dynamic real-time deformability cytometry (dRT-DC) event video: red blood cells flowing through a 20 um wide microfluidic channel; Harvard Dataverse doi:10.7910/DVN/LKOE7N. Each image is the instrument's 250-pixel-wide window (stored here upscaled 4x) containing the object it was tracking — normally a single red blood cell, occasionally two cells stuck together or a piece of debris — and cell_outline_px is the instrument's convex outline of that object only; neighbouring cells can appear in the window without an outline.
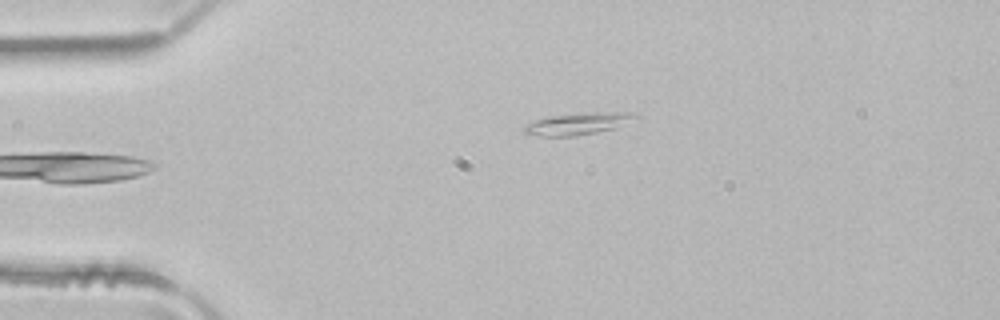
{"species": "common noctule bat (a hibernating species)", "species_latin": "Nyctalus noctula", "temperature_condition": "room temperature", "stored_images_in_passage": 5, "camera_frame_rate_fps": 3000, "um_per_image_px": 0.085, "animal": {"sex": "male", "body_mass_g": 21.5, "forearm_length_mm": 52.0}, "frame": {"image": 1, "passage_image": 5, "time_ms": 1.333, "image_size_px": [1000, 320], "cell_outline_px": [[640, 116], [616, 128], [576, 136], [540, 136], [524, 132], [524, 128], [528, 124], [536, 120], [552, 116], [584, 112], [632, 112]], "centroid_in_image_um": [49.19, 10.5], "position_along_channel_um": 35.8, "area_um2": 14.05}}